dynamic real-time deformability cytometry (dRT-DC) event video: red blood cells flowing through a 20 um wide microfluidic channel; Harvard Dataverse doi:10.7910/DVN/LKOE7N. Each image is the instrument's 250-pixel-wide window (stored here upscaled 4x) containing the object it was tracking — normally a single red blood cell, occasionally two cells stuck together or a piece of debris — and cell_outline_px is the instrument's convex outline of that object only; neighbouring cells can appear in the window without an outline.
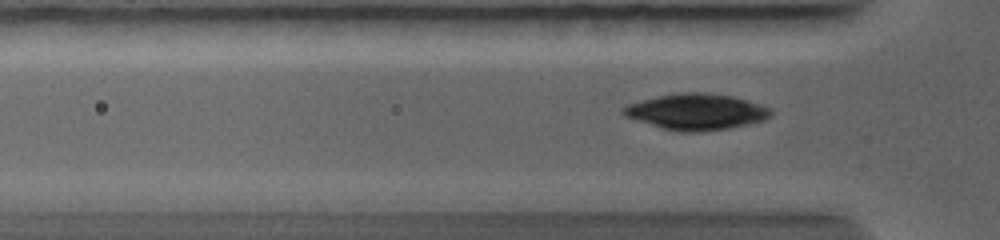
{"species": "common noctule bat (a hibernating species)", "species_latin": "Nyctalus noctula", "temperature_condition": "warm", "stored_images_in_passage": 29, "camera_frame_rate_fps": 5000, "um_per_image_px": 0.085, "animal": {"sex": "female", "body_mass_g": 19.0, "forearm_length_mm": 56.7}, "frame": {"image": 1, "passage_image": 11, "time_ms": 2.6, "image_size_px": [1000, 240], "cell_outline_px": [[772, 112], [764, 120], [748, 124], [728, 128], [700, 132], [680, 132], [664, 128], [624, 116], [620, 112], [620, 108], [628, 104], [660, 96], [680, 92], [700, 92], [732, 96], [772, 108]], "centroid_in_image_um": [59.18, 9.5], "position_along_channel_um": 66.6, "area_um2": 30.63}}
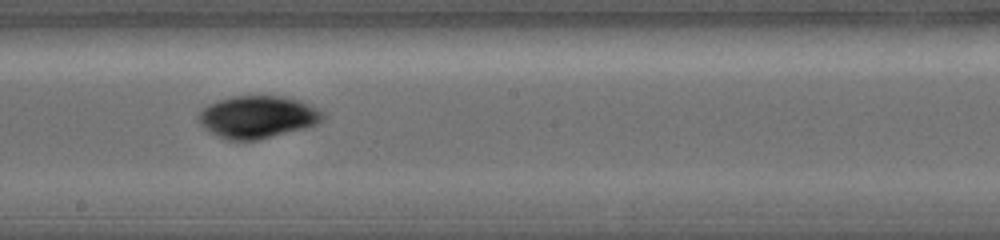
{"frame": {"image": 2, "passage_image": 22, "time_ms": 5.8, "image_size_px": [1000, 240], "cell_outline_px": [[324, 120], [308, 128], [256, 140], [228, 140], [216, 136], [208, 132], [196, 120], [196, 116], [208, 104], [216, 100], [232, 96], [284, 96], [300, 100], [324, 112]], "centroid_in_image_um": [21.87, 9.94], "position_along_channel_um": 226.3, "area_um2": 31.1}}
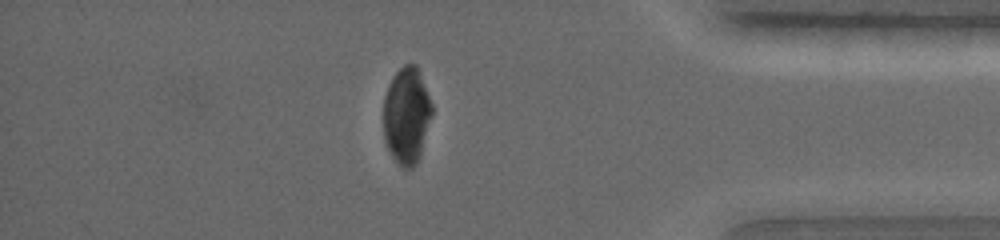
{"frame": {"image": 3, "passage_image": 29, "time_ms": 9.8, "image_size_px": [1000, 240], "cell_outline_px": [[432, 116], [420, 156], [416, 164], [412, 168], [404, 168], [392, 156], [384, 140], [384, 96], [388, 84], [392, 76], [404, 64], [416, 64], [432, 104]], "centroid_in_image_um": [34.56, 9.81], "position_along_channel_um": 400.6, "area_um2": 27.28}}